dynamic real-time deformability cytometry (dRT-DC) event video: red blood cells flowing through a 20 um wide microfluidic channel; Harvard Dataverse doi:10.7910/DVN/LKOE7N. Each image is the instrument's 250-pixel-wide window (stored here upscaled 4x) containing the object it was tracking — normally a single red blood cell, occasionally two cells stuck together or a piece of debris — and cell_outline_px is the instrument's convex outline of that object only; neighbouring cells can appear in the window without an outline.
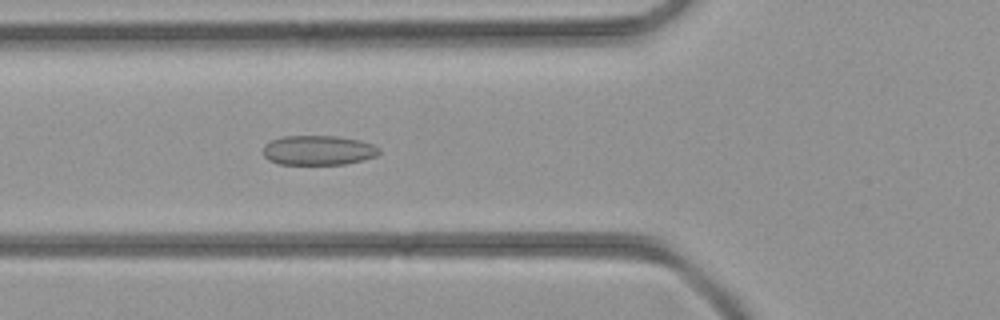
{"species": "common noctule bat (a hibernating species)", "species_latin": "Nyctalus noctula", "temperature_condition": "room temperature", "stored_images_in_passage": 38, "camera_frame_rate_fps": 3000, "um_per_image_px": 0.085, "animal": {"sex": "female", "body_mass_g": 21.9}, "frame": {"image": 1, "passage_image": 11, "time_ms": 3.333, "image_size_px": [1000, 320], "cell_outline_px": [[380, 152], [376, 156], [344, 164], [280, 164], [268, 160], [264, 156], [264, 144], [272, 140], [284, 136], [336, 136], [360, 140], [372, 144], [380, 148]], "centroid_in_image_um": [27.05, 12.77], "position_along_channel_um": 98.8, "area_um2": 19.94}}
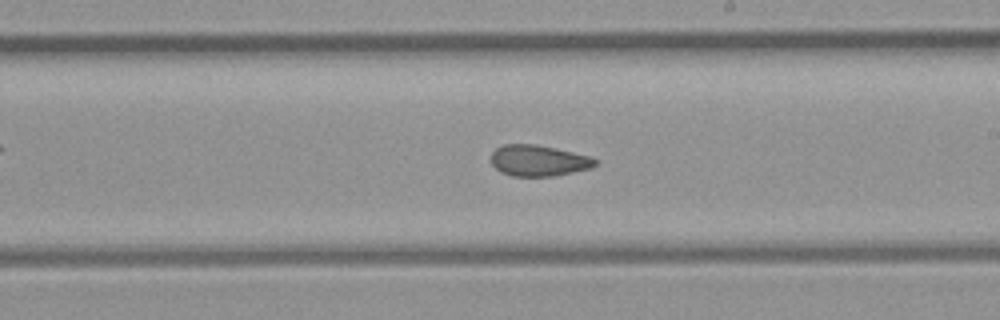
{"frame": {"image": 2, "passage_image": 20, "time_ms": 6.333, "image_size_px": [1000, 320], "cell_outline_px": [[596, 164], [592, 168], [552, 176], [512, 176], [500, 172], [492, 164], [492, 152], [496, 148], [504, 144], [536, 144], [592, 156], [596, 160]], "centroid_in_image_um": [45.78, 13.65], "position_along_channel_um": 243.2, "area_um2": 18.84}}
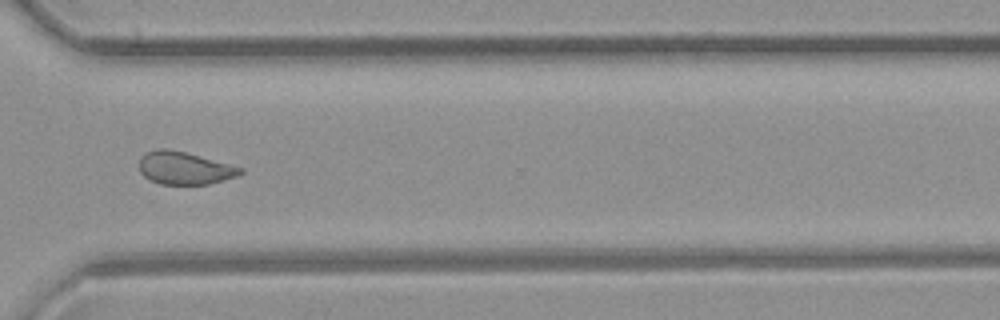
{"frame": {"image": 3, "passage_image": 27, "time_ms": 8.667, "image_size_px": [1000, 320], "cell_outline_px": [[244, 172], [236, 176], [208, 184], [160, 184], [144, 176], [140, 172], [140, 156], [156, 148], [168, 148], [184, 152], [244, 168]], "centroid_in_image_um": [15.67, 14.28], "position_along_channel_um": 354.9, "area_um2": 19.02}}